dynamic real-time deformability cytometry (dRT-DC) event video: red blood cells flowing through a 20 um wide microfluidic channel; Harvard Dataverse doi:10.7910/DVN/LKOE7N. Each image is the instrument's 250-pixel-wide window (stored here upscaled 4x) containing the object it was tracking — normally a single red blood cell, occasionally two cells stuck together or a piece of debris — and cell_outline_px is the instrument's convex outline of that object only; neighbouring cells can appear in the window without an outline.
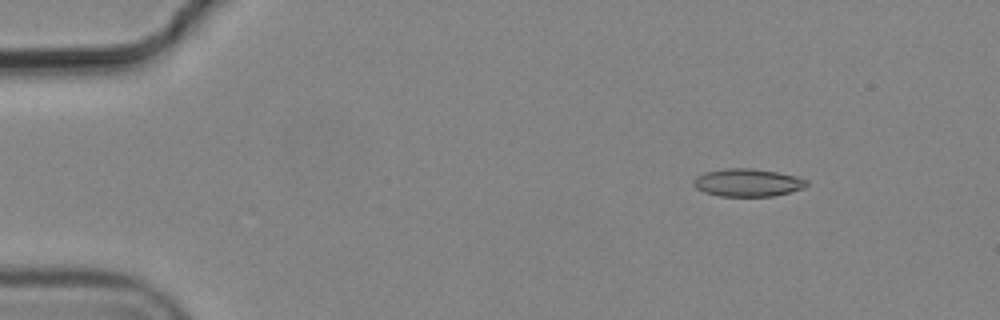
{"species": "common noctule bat (a hibernating species)", "species_latin": "Nyctalus noctula", "temperature_condition": "cold", "stored_images_in_passage": 5, "segment_of_instrument_passage": [1, 2], "camera_frame_rate_fps": 3000, "um_per_image_px": 0.085, "animal": {"sex": "male", "body_mass_g": 19.2, "forearm_length_mm": 51.8}, "frame": {"image": 1, "passage_image": 1, "time_ms": 0.0, "image_size_px": [1000, 320], "cell_outline_px": [[808, 184], [804, 188], [772, 196], [720, 196], [704, 192], [696, 188], [692, 184], [692, 180], [696, 176], [704, 172], [724, 168], [752, 168], [776, 172], [796, 176], [808, 180]], "centroid_in_image_um": [63.51, 15.51], "position_along_channel_um": 21.5, "area_um2": 18.38}}
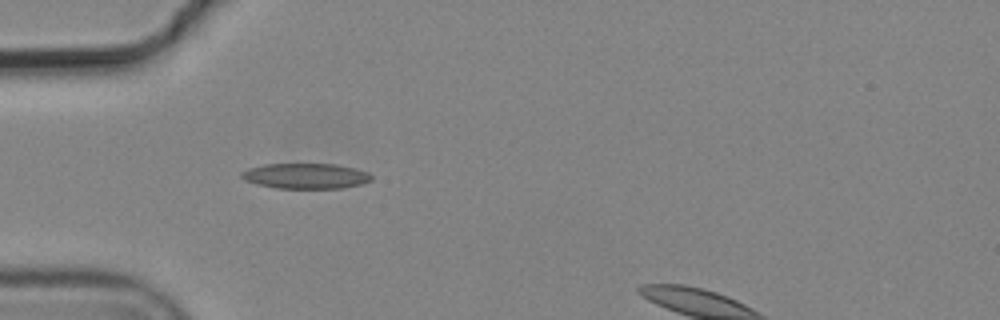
{"frame": {"image": 2, "passage_image": 4, "time_ms": 1.0, "image_size_px": [1000, 320], "cell_outline_px": [[372, 180], [360, 184], [340, 188], [276, 188], [256, 184], [244, 180], [240, 176], [240, 172], [248, 168], [264, 164], [336, 164], [356, 168], [368, 172], [372, 176]], "centroid_in_image_um": [25.96, 14.95], "position_along_channel_um": 59.0, "area_um2": 19.31}}